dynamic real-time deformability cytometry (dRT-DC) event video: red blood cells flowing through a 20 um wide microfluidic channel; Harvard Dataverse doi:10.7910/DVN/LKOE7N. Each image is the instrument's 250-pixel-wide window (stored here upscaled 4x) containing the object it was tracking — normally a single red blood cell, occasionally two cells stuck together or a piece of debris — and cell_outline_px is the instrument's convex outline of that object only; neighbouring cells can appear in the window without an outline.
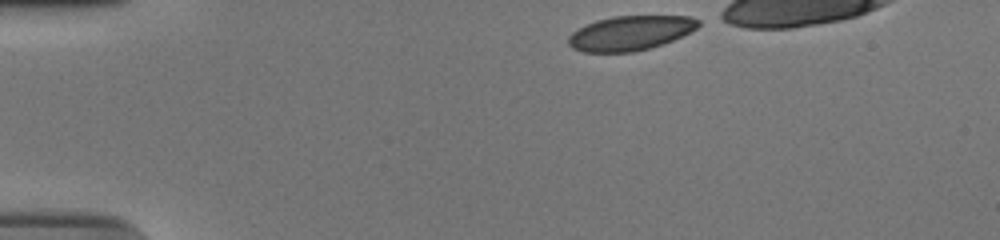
{"species": "human", "species_latin": "Homo sapiens", "temperature_condition": "cold", "stored_images_in_passage": 37, "camera_frame_rate_fps": 3000, "um_per_image_px": 0.085, "donor": {"sex": "male"}, "frame": {"image": 1, "passage_image": 1, "time_ms": 0.0, "image_size_px": [1000, 240], "cell_outline_px": [[700, 24], [696, 28], [672, 40], [648, 48], [632, 52], [584, 52], [572, 48], [568, 44], [568, 36], [572, 32], [596, 20], [612, 16], [688, 16], [700, 20]], "centroid_in_image_um": [53.54, 2.8], "position_along_channel_um": 31.5, "area_um2": 25.84}}
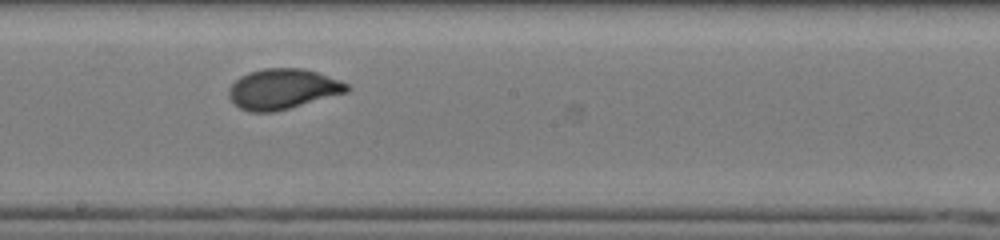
{"frame": {"image": 2, "passage_image": 22, "time_ms": 7.0, "image_size_px": [1000, 240], "cell_outline_px": [[348, 92], [276, 112], [248, 112], [240, 108], [228, 96], [228, 88], [240, 76], [248, 72], [264, 68], [304, 68], [340, 80], [348, 84]], "centroid_in_image_um": [24.02, 7.57], "position_along_channel_um": 224.2, "area_um2": 27.8}}
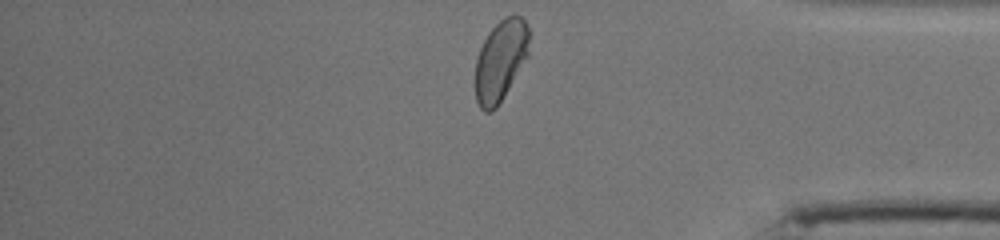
{"frame": {"image": 3, "passage_image": 37, "time_ms": 12.0, "image_size_px": [1000, 240], "cell_outline_px": [[528, 56], [496, 108], [488, 112], [484, 112], [480, 108], [476, 100], [476, 60], [480, 48], [488, 32], [504, 16], [520, 16], [528, 24]], "centroid_in_image_um": [42.54, 5.13], "position_along_channel_um": 392.7, "area_um2": 25.09}, "authors_computed_cell_mechanics": {"area_um2": 27.166, "velocity_mm_per_s": 3.7286, "shape_relaxation_time_tau1_ms": 3.0297, "shape_relaxation_time_tau2_ms": null, "deformation_change_tau1": 0.1464, "deformation_change_tau2": null}}